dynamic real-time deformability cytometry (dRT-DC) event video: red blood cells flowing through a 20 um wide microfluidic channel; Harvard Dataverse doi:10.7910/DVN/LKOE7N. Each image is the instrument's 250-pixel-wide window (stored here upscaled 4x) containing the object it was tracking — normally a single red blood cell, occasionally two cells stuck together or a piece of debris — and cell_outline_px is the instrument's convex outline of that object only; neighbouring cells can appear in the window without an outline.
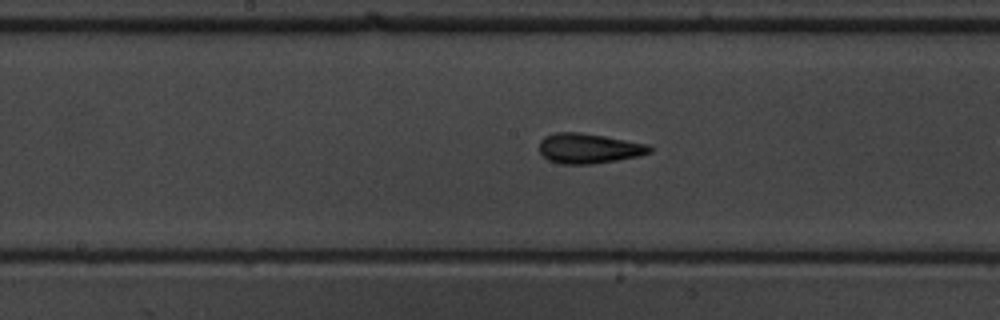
{"species": "common noctule bat (a hibernating species)", "species_latin": "Nyctalus noctula", "temperature_condition": "warm", "stored_images_in_passage": 27, "camera_frame_rate_fps": 3000, "um_per_image_px": 0.085, "animal": {"sex": "male", "body_mass_g": 19.5, "forearm_length_mm": 54.6}, "frame": {"image": 1, "passage_image": 12, "time_ms": 3.667, "image_size_px": [1000, 320], "cell_outline_px": [[652, 152], [640, 156], [592, 164], [560, 164], [548, 160], [540, 152], [540, 140], [544, 136], [556, 132], [580, 132], [604, 136], [648, 144], [652, 148]], "centroid_in_image_um": [50.04, 12.61], "position_along_channel_um": 198.2, "area_um2": 19.36}}
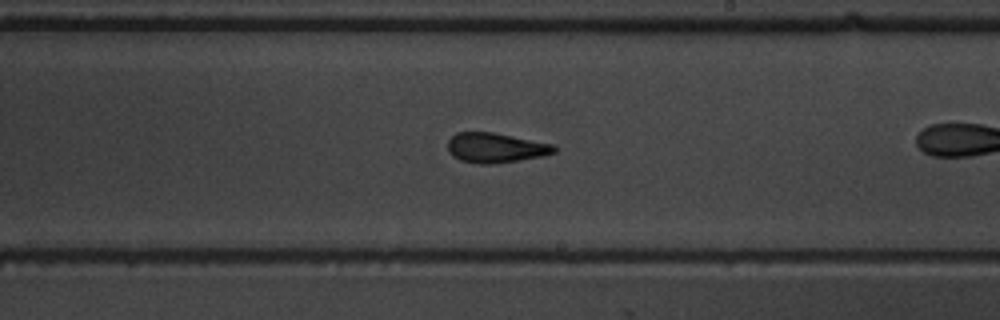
{"frame": {"image": 2, "passage_image": 16, "time_ms": 5.0, "image_size_px": [1000, 320], "cell_outline_px": [[556, 152], [544, 156], [520, 160], [488, 164], [480, 164], [460, 160], [452, 156], [448, 152], [448, 140], [456, 132], [492, 132], [552, 144], [556, 148]], "centroid_in_image_um": [42.1, 12.56], "position_along_channel_um": 246.9, "area_um2": 18.44}}